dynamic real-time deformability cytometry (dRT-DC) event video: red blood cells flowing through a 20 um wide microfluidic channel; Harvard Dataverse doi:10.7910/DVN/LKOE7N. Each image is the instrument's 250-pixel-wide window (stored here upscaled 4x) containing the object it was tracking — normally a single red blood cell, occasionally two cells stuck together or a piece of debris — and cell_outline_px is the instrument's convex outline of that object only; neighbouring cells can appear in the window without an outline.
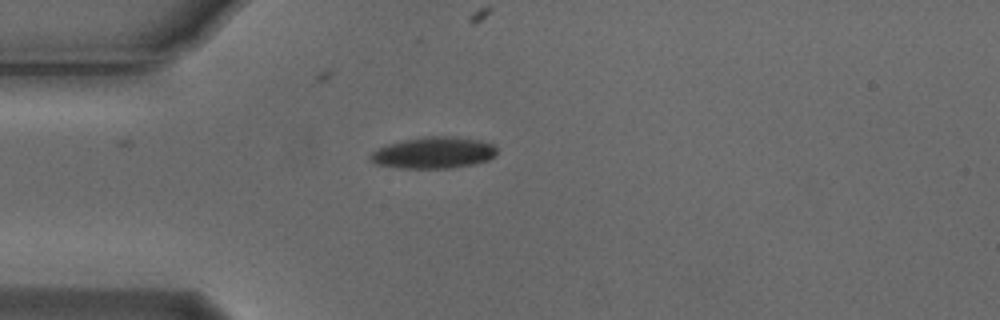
{"species": "Egyptian fruit bat (a non-hibernating species)", "species_latin": "Rousettus aegyptiacus", "temperature_condition": "cold", "stored_images_in_passage": 2, "camera_frame_rate_fps": 3000, "um_per_image_px": 0.085, "animal": {"sex": "male"}, "frame": {"image": 1, "passage_image": 2, "time_ms": 0.333, "image_size_px": [1000, 320], "cell_outline_px": [[496, 152], [488, 160], [472, 164], [448, 168], [400, 168], [376, 164], [368, 156], [372, 152], [388, 144], [404, 140], [424, 136], [452, 136], [480, 140], [492, 144], [496, 148]], "centroid_in_image_um": [36.84, 12.98], "position_along_channel_um": 48.2, "area_um2": 22.95}}